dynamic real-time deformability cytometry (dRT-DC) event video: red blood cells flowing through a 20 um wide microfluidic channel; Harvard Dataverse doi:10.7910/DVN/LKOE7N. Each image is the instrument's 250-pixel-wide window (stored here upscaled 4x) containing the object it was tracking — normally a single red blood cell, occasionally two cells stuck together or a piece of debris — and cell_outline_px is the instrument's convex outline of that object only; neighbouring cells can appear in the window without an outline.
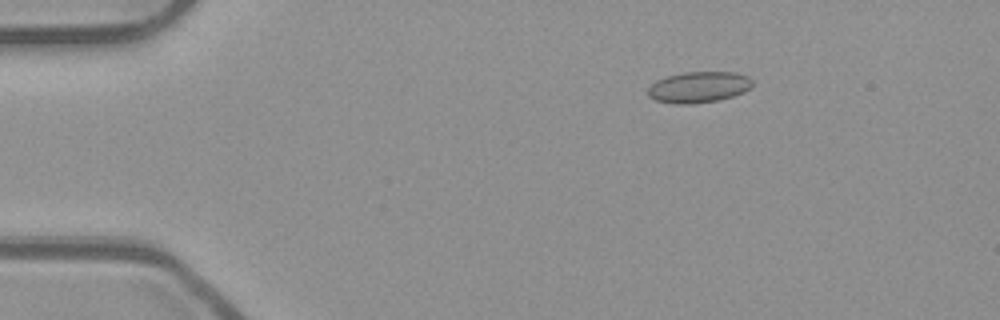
{"species": "common noctule bat (a hibernating species)", "species_latin": "Nyctalus noctula", "temperature_condition": "room temperature", "stored_images_in_passage": 47, "camera_frame_rate_fps": 3000, "um_per_image_px": 0.085, "animal": {"sex": "male", "body_mass_g": 23.1, "forearm_length_mm": 52.7}, "frame": {"image": 1, "passage_image": 3, "time_ms": 0.667, "image_size_px": [1000, 320], "cell_outline_px": [[752, 84], [744, 92], [732, 96], [716, 100], [692, 104], [676, 104], [656, 100], [648, 96], [648, 88], [656, 80], [668, 76], [684, 72], [736, 72], [748, 76], [752, 80]], "centroid_in_image_um": [59.38, 7.4], "position_along_channel_um": 25.6, "area_um2": 18.79}}
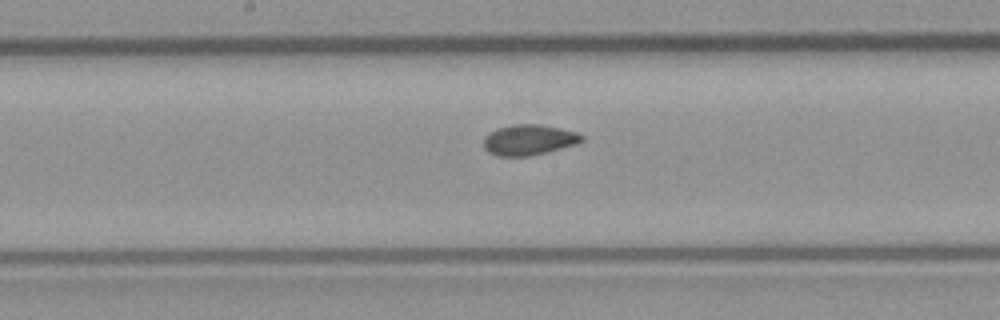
{"frame": {"image": 2, "passage_image": 22, "time_ms": 7.0, "image_size_px": [1000, 320], "cell_outline_px": [[584, 140], [576, 144], [528, 156], [496, 156], [488, 152], [484, 148], [484, 136], [488, 132], [496, 128], [512, 124], [536, 124], [560, 128], [576, 132], [584, 136]], "centroid_in_image_um": [44.91, 11.88], "position_along_channel_um": 203.3, "area_um2": 17.46}}
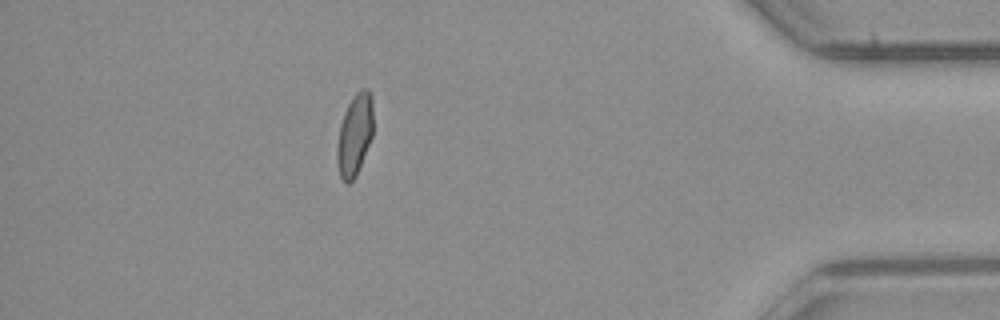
{"frame": {"image": 3, "passage_image": 41, "time_ms": 13.333, "image_size_px": [1000, 320], "cell_outline_px": [[372, 136], [356, 176], [348, 184], [340, 176], [336, 164], [336, 144], [340, 124], [344, 112], [352, 96], [360, 88], [368, 88], [372, 96]], "centroid_in_image_um": [30.12, 11.43], "position_along_channel_um": 405.1, "area_um2": 17.4}, "authors_computed_cell_mechanics": {"area_um2": 17.3978, "velocity_mm_per_s": 3.9513, "shape_relaxation_time_tau1_ms": null, "shape_relaxation_time_tau2_ms": 1.6408, "deformation_change_tau1": null, "deformation_change_tau2": 0.0414}}